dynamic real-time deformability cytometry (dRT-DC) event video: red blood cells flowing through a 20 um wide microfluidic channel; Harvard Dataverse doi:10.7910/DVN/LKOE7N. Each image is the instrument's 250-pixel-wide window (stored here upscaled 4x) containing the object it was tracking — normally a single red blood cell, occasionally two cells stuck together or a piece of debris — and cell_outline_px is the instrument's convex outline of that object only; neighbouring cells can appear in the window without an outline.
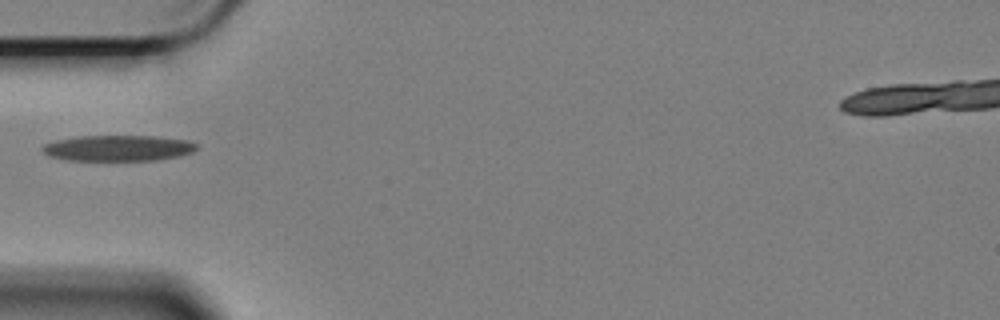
{"species": "Egyptian fruit bat (a non-hibernating species)", "species_latin": "Rousettus aegyptiacus", "temperature_condition": "cold", "stored_images_in_passage": 41, "camera_frame_rate_fps": 3000, "um_per_image_px": 0.085, "animal": {"sex": "female"}, "frame": {"image": 1, "passage_image": 1, "time_ms": 0.0, "image_size_px": [1000, 320], "cell_outline_px": [[196, 148], [192, 152], [180, 156], [156, 160], [68, 160], [48, 156], [40, 148], [44, 144], [56, 140], [80, 136], [156, 136], [188, 140], [196, 144]], "centroid_in_image_um": [10.03, 12.59], "position_along_channel_um": 75.0, "area_um2": 23.18}}
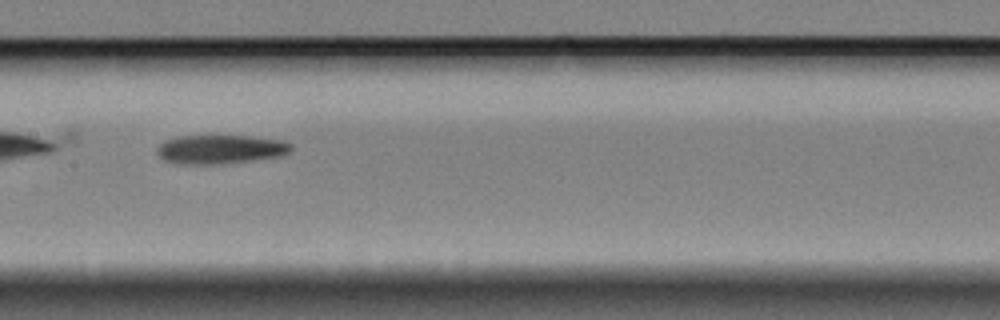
{"frame": {"image": 2, "passage_image": 11, "time_ms": 3.333, "image_size_px": [1000, 320], "cell_outline_px": [[292, 148], [288, 152], [280, 156], [220, 164], [176, 164], [164, 160], [156, 152], [156, 148], [164, 140], [180, 136], [208, 132], [248, 136], [284, 140], [292, 144]], "centroid_in_image_um": [18.68, 12.64], "position_along_channel_um": 188.7, "area_um2": 23.58}}
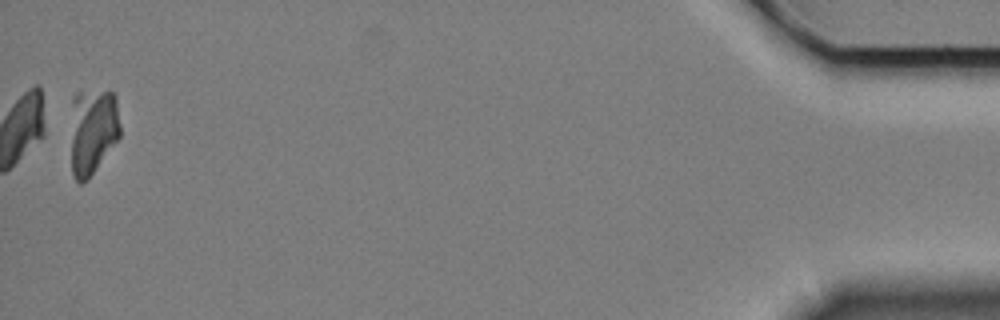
{"frame": {"image": 3, "passage_image": 40, "time_ms": 13.0, "image_size_px": [1000, 320], "cell_outline_px": [[120, 136], [92, 172], [80, 184], [72, 176], [72, 96], [76, 92], [112, 92], [116, 96], [120, 124]], "centroid_in_image_um": [7.88, 11.08], "position_along_channel_um": 427.3, "area_um2": 24.45}}